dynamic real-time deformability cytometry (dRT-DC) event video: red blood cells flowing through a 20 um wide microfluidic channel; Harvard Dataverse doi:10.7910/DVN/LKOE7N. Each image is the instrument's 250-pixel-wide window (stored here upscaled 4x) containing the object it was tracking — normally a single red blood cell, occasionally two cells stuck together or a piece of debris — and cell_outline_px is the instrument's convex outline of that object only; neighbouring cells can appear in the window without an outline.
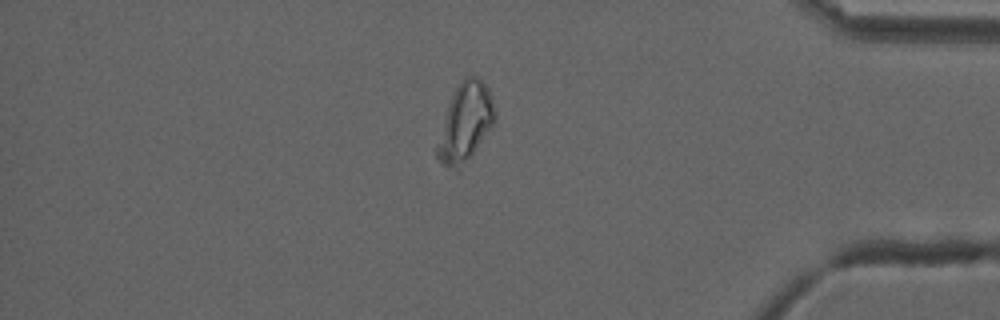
{"species": "common noctule bat (a hibernating species)", "species_latin": "Nyctalus noctula", "temperature_condition": "cold", "stored_images_in_passage": 59, "camera_frame_rate_fps": 3000, "um_per_image_px": 0.085, "animal": {"sex": "male", "forearm_length_mm": 52.5}, "frame": {"image": 1, "passage_image": 51, "time_ms": 16.667, "image_size_px": [1000, 320], "cell_outline_px": [[496, 120], [460, 172], [444, 164], [436, 156], [436, 144], [448, 104], [456, 88], [468, 76], [476, 76], [488, 88], [496, 112]], "centroid_in_image_um": [39.55, 10.46], "position_along_channel_um": 395.7, "area_um2": 25.95}}